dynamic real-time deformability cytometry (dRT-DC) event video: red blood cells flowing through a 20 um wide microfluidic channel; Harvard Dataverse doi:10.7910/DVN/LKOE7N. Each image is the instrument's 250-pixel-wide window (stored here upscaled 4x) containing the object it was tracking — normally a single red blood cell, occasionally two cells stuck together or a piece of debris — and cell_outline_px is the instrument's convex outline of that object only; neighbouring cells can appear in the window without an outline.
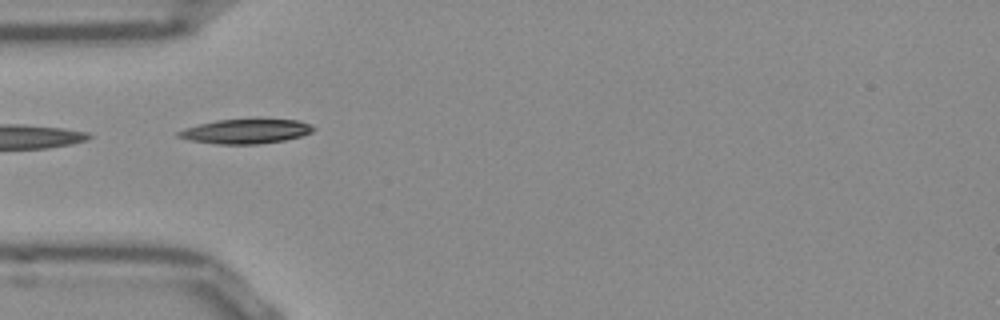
{"species": "Egyptian fruit bat (a non-hibernating species)", "species_latin": "Rousettus aegyptiacus", "temperature_condition": "room temperature", "stored_images_in_passage": 23, "camera_frame_rate_fps": 3000, "um_per_image_px": 0.085, "frame": {"image": 1, "passage_image": 1, "time_ms": 0.0, "image_size_px": [1000, 320], "cell_outline_px": [[316, 128], [312, 132], [300, 136], [284, 140], [260, 144], [216, 144], [192, 140], [176, 136], [176, 132], [184, 128], [216, 120], [300, 120], [312, 124]], "centroid_in_image_um": [20.91, 11.17], "position_along_channel_um": 64.1, "area_um2": 19.07}}